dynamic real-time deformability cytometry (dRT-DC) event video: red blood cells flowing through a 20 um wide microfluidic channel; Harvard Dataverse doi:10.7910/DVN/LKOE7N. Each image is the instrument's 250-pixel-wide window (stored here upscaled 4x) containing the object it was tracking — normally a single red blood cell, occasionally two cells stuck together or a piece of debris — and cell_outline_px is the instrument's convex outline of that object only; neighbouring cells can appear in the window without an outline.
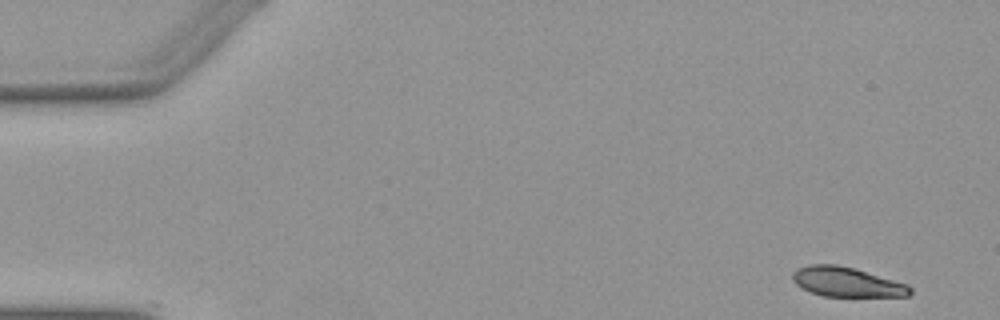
{"species": "Egyptian fruit bat (a non-hibernating species)", "species_latin": "Rousettus aegyptiacus", "temperature_condition": "warm", "stored_images_in_passage": 11, "camera_frame_rate_fps": 3000, "um_per_image_px": 0.085, "animal": {"sex": "female"}, "frame": {"image": 1, "passage_image": 1, "time_ms": 0.0, "image_size_px": [1000, 320], "cell_outline_px": [[912, 292], [908, 296], [824, 296], [812, 292], [796, 284], [792, 280], [792, 272], [796, 268], [808, 264], [836, 264], [852, 268], [908, 284], [912, 288]], "centroid_in_image_um": [71.95, 23.96], "position_along_channel_um": 13.0, "area_um2": 20.11}}